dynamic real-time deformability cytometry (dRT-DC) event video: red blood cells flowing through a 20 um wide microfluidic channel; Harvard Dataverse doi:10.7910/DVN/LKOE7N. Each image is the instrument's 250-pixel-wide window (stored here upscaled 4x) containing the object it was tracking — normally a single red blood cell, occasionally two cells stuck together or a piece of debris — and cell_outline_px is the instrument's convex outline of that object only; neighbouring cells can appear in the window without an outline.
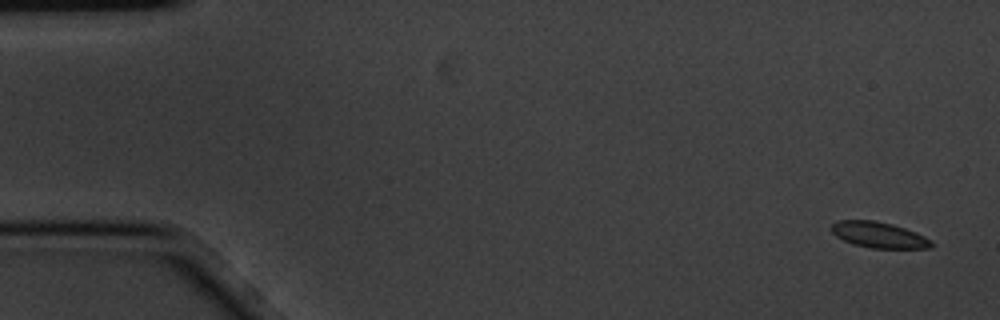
{"species": "common noctule bat (a hibernating species)", "species_latin": "Nyctalus noctula", "temperature_condition": "cold", "stored_images_in_passage": 13, "camera_frame_rate_fps": 3000, "um_per_image_px": 0.085, "animal": {"sex": "male", "body_mass_g": 20.1, "forearm_length_mm": 53.5}, "frame": {"image": 1, "passage_image": 1, "time_ms": 0.0, "image_size_px": [1000, 320], "cell_outline_px": [[932, 244], [928, 248], [872, 248], [852, 244], [836, 236], [832, 232], [832, 224], [836, 220], [872, 220], [892, 224], [916, 232], [932, 240]], "centroid_in_image_um": [74.68, 19.96], "position_along_channel_um": 10.3, "area_um2": 14.97}}
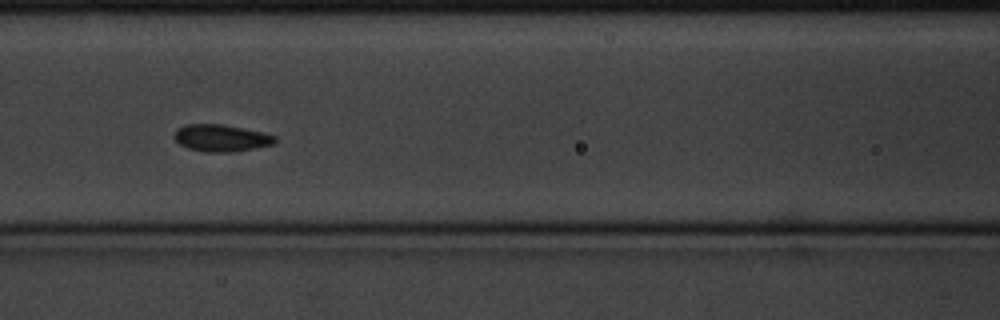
{"frame": {"image": 2, "passage_image": 7, "time_ms": 2.0, "image_size_px": [1000, 320], "cell_outline_px": [[276, 140], [272, 144], [256, 148], [236, 152], [204, 152], [188, 148], [180, 144], [172, 136], [176, 128], [184, 124], [220, 124], [264, 132], [276, 136]], "centroid_in_image_um": [18.77, 11.73], "position_along_channel_um": 147.8, "area_um2": 16.01}}
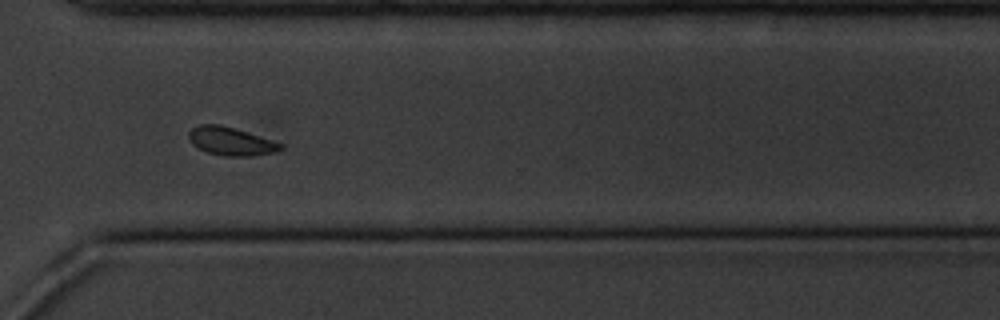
{"frame": {"image": 3, "passage_image": 12, "time_ms": 3.667, "image_size_px": [1000, 320], "cell_outline_px": [[284, 148], [272, 152], [248, 156], [224, 156], [208, 152], [192, 144], [188, 136], [188, 132], [192, 128], [200, 124], [220, 124], [272, 140], [284, 144]], "centroid_in_image_um": [19.6, 12.0], "position_along_channel_um": 351.0, "area_um2": 14.85}}